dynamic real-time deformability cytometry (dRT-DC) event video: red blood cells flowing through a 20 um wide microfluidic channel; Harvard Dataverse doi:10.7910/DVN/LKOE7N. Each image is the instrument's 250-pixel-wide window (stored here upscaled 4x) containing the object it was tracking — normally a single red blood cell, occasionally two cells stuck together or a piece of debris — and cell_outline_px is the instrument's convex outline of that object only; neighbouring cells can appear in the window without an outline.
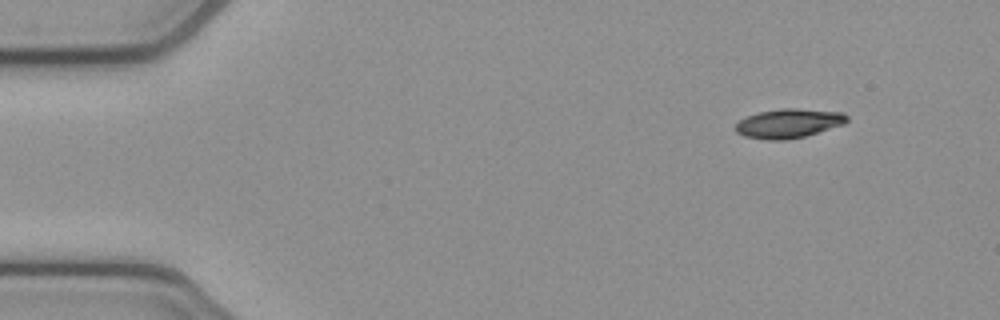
{"species": "common noctule bat (a hibernating species)", "species_latin": "Nyctalus noctula", "temperature_condition": "cold", "stored_images_in_passage": 5, "camera_frame_rate_fps": 3000, "um_per_image_px": 0.085, "animal": {"sex": "female", "body_mass_g": 21.9}, "frame": {"image": 1, "passage_image": 1, "time_ms": 0.0, "image_size_px": [1000, 320], "cell_outline_px": [[848, 120], [844, 124], [804, 136], [788, 140], [764, 140], [744, 136], [736, 132], [736, 124], [740, 120], [756, 112], [780, 108], [796, 108], [844, 112], [848, 116]], "centroid_in_image_um": [67.03, 10.48], "position_along_channel_um": 18.0, "area_um2": 19.07}}
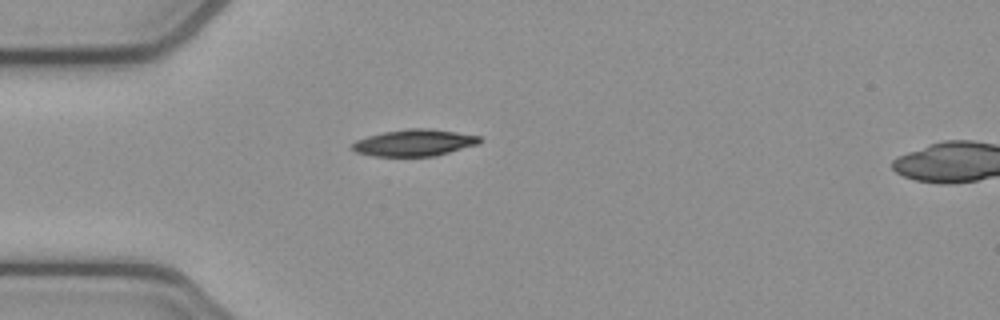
{"frame": {"image": 2, "passage_image": 4, "time_ms": 1.0, "image_size_px": [1000, 320], "cell_outline_px": [[480, 140], [476, 144], [436, 156], [376, 156], [356, 152], [352, 148], [352, 144], [356, 140], [368, 136], [384, 132], [408, 128], [428, 128], [456, 132], [480, 136]], "centroid_in_image_um": [35.19, 12.13], "position_along_channel_um": 49.8, "area_um2": 19.54}}